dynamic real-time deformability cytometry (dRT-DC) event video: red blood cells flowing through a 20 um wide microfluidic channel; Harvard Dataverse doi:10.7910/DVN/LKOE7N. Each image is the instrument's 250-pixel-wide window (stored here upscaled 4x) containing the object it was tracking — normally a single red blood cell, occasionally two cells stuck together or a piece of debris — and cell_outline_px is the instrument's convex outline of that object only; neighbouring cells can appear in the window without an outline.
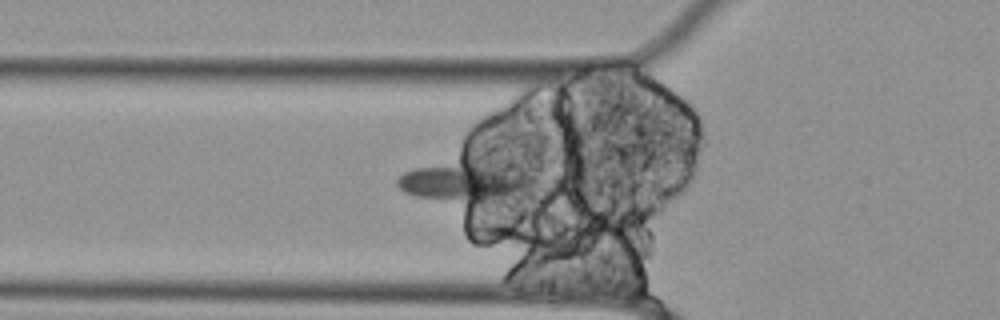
{"species": "Egyptian fruit bat (a non-hibernating species)", "species_latin": "Rousettus aegyptiacus", "temperature_condition": "cold", "stored_images_in_passage": 46, "camera_frame_rate_fps": 3000, "um_per_image_px": 0.085, "animal": {"sex": "female"}, "frame": {"image": 1, "passage_image": 13, "time_ms": 4.0, "image_size_px": [1000, 320], "cell_outline_px": [[524, 188], [504, 196], [492, 200], [472, 204], [416, 196], [404, 192], [396, 184], [396, 180], [404, 172], [416, 168], [476, 156], [524, 176]], "centroid_in_image_um": [39.23, 15.4], "position_along_channel_um": 86.6, "area_um2": 30.0}}
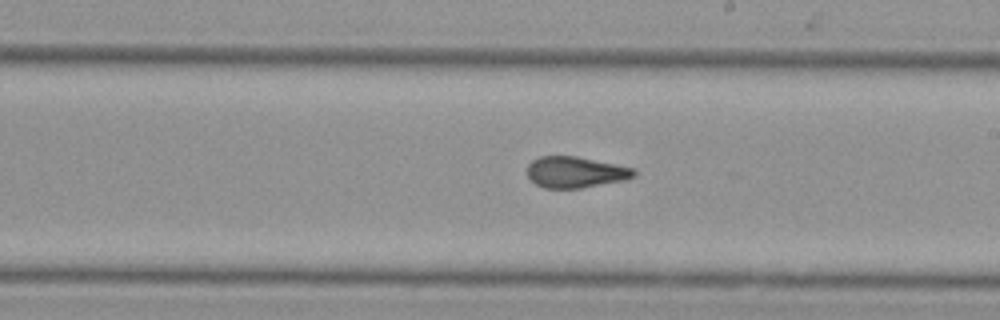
{"frame": {"image": 2, "passage_image": 26, "time_ms": 8.333, "image_size_px": [1000, 320], "cell_outline_px": [[636, 176], [624, 180], [580, 188], [544, 188], [536, 184], [528, 176], [528, 164], [532, 160], [540, 156], [576, 156], [636, 168]], "centroid_in_image_um": [48.93, 14.63], "position_along_channel_um": 240.1, "area_um2": 19.36}}
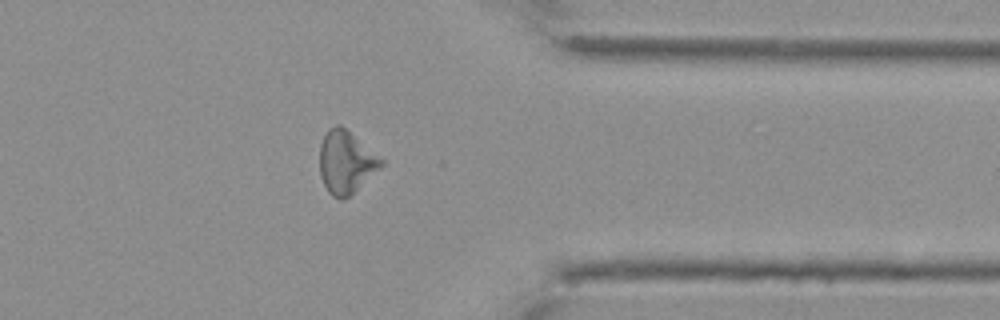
{"frame": {"image": 3, "passage_image": 39, "time_ms": 12.667, "image_size_px": [1000, 320], "cell_outline_px": [[384, 164], [380, 168], [344, 200], [340, 200], [332, 196], [328, 192], [320, 176], [320, 144], [328, 128], [336, 124], [340, 124], [384, 160]], "centroid_in_image_um": [29.38, 13.78], "position_along_channel_um": 382.0, "area_um2": 22.25}, "authors_computed_cell_mechanics": {"area_um2": 21.4727, "velocity_mm_per_s": 3.4978, "shape_relaxation_time_tau1_ms": null, "shape_relaxation_time_tau2_ms": 1.6925, "deformation_change_tau1": null, "deformation_change_tau2": 0.0967}}